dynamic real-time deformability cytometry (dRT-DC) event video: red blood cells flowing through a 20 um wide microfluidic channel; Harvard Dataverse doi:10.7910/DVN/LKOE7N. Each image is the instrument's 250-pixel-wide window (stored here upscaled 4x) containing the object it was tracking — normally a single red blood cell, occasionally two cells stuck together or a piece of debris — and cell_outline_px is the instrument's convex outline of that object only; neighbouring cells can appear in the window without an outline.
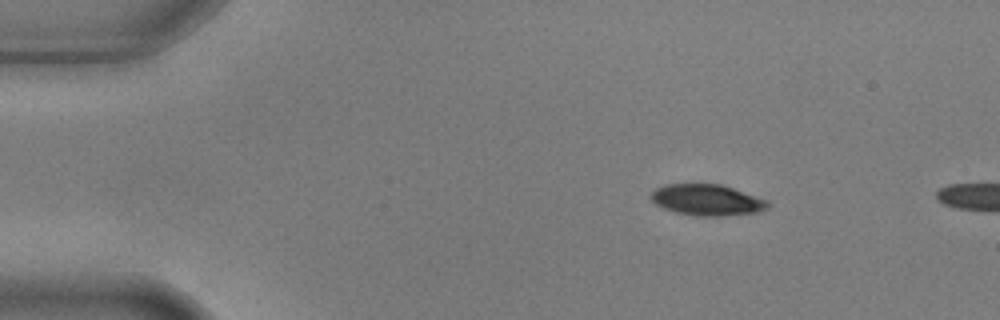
{"species": "common noctule bat (a hibernating species)", "species_latin": "Nyctalus noctula", "temperature_condition": "warm", "stored_images_in_passage": 4, "camera_frame_rate_fps": 3000, "um_per_image_px": 0.085, "animal": {"sex": "male", "body_mass_g": 17.9, "forearm_length_mm": 54.2}, "frame": {"image": 1, "passage_image": 1, "time_ms": 0.0, "image_size_px": [1000, 320], "cell_outline_px": [[772, 204], [768, 208], [760, 212], [724, 216], [696, 216], [676, 212], [664, 208], [656, 204], [648, 196], [656, 188], [664, 184], [720, 184], [768, 200]], "centroid_in_image_um": [60.12, 17.0], "position_along_channel_um": 24.9, "area_um2": 21.33}}